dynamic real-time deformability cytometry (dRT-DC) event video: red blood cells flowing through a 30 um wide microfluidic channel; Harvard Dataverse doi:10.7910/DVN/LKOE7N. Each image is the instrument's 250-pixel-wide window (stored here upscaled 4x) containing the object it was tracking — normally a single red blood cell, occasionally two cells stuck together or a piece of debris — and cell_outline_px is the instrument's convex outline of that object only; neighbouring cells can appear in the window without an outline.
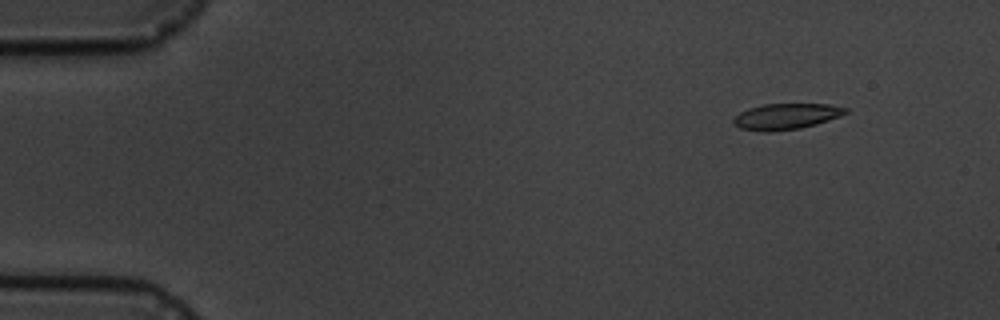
{"species": "common noctule bat (a hibernating species)", "species_latin": "Nyctalus noctula", "temperature_condition": "cold", "stored_images_in_passage": 4, "camera_frame_rate_fps": 3000, "um_per_image_px": 0.085, "animal": {"sex": "male", "body_mass_g": 19.5, "forearm_length_mm": 54.6}, "frame": {"image": 1, "passage_image": 1, "time_ms": 0.0, "image_size_px": [1000, 320], "cell_outline_px": [[848, 112], [840, 116], [816, 124], [800, 128], [772, 132], [764, 132], [740, 128], [732, 124], [732, 120], [740, 112], [748, 108], [764, 104], [828, 104], [848, 108]], "centroid_in_image_um": [66.8, 9.9], "position_along_channel_um": 18.2, "area_um2": 16.99}}
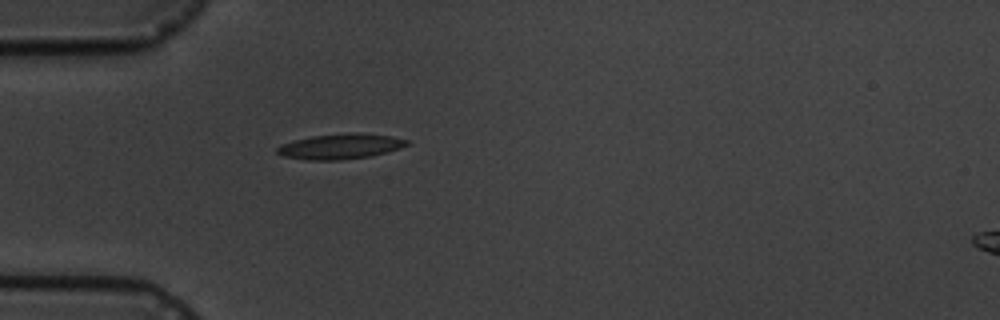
{"frame": {"image": 2, "passage_image": 4, "time_ms": 3.667, "image_size_px": [1000, 320], "cell_outline_px": [[408, 144], [400, 148], [388, 152], [372, 156], [340, 160], [304, 160], [284, 156], [276, 152], [276, 148], [280, 144], [292, 140], [312, 136], [352, 132], [356, 132], [392, 136], [408, 140]], "centroid_in_image_um": [28.91, 12.44], "position_along_channel_um": 56.1, "area_um2": 19.31}}